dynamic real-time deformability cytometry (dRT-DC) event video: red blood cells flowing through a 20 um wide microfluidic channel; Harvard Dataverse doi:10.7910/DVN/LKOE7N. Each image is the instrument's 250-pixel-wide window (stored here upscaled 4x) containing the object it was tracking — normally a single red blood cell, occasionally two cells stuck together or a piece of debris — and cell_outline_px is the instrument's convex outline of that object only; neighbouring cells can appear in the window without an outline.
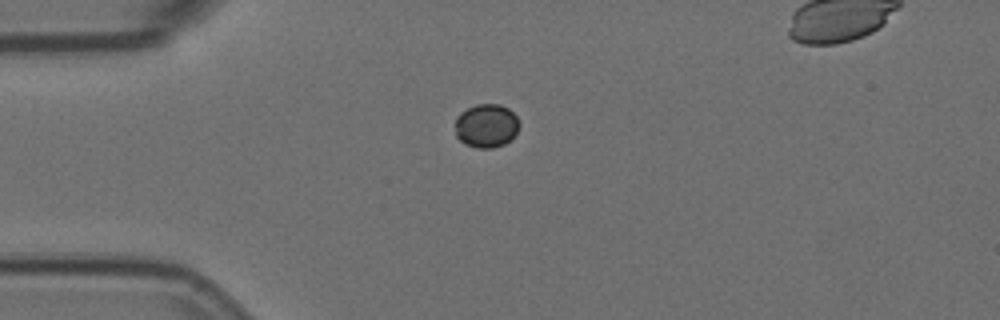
{"species": "Egyptian fruit bat (a non-hibernating species)", "species_latin": "Rousettus aegyptiacus", "temperature_condition": "room temperature", "stored_images_in_passage": 2, "segment_of_instrument_passage": [1, 2], "camera_frame_rate_fps": 3000, "um_per_image_px": 0.085, "animal": {"sex": "female"}, "frame": {"image": 1, "passage_image": 1, "time_ms": 0.0, "image_size_px": [1000, 320], "cell_outline_px": [[520, 124], [516, 132], [504, 144], [492, 148], [480, 148], [464, 144], [456, 136], [456, 116], [460, 112], [476, 104], [500, 104], [508, 108], [516, 116]], "centroid_in_image_um": [41.32, 10.67], "position_along_channel_um": 43.7, "area_um2": 16.24}}